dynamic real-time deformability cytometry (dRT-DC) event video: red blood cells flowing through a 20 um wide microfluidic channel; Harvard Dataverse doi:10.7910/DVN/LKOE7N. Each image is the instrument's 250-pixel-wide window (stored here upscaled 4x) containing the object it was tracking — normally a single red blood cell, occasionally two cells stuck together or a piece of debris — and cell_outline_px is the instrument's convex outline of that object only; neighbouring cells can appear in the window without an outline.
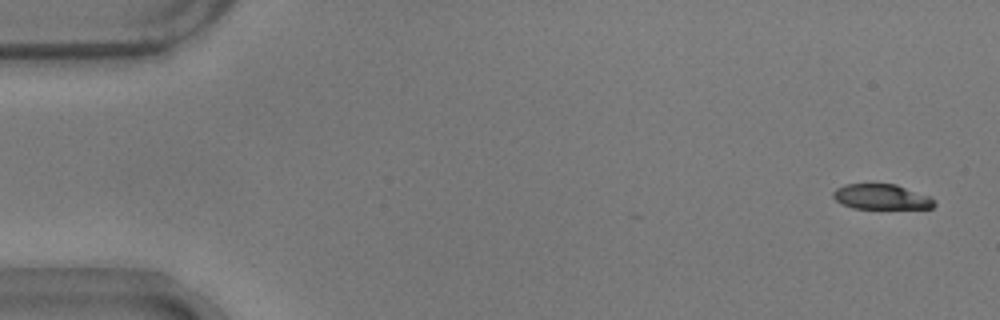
{"species": "common noctule bat (a hibernating species)", "species_latin": "Nyctalus noctula", "temperature_condition": "warm", "stored_images_in_passage": 8, "camera_frame_rate_fps": 3000, "um_per_image_px": 0.085, "animal": {"sex": "male", "body_mass_g": 17.9}, "frame": {"image": 1, "passage_image": 3, "time_ms": 0.667, "image_size_px": [1000, 320], "cell_outline_px": [[936, 204], [932, 208], [852, 208], [840, 204], [832, 196], [832, 192], [836, 188], [844, 184], [896, 184], [928, 196], [936, 200]], "centroid_in_image_um": [74.88, 16.73], "position_along_channel_um": 10.1, "area_um2": 14.85}}